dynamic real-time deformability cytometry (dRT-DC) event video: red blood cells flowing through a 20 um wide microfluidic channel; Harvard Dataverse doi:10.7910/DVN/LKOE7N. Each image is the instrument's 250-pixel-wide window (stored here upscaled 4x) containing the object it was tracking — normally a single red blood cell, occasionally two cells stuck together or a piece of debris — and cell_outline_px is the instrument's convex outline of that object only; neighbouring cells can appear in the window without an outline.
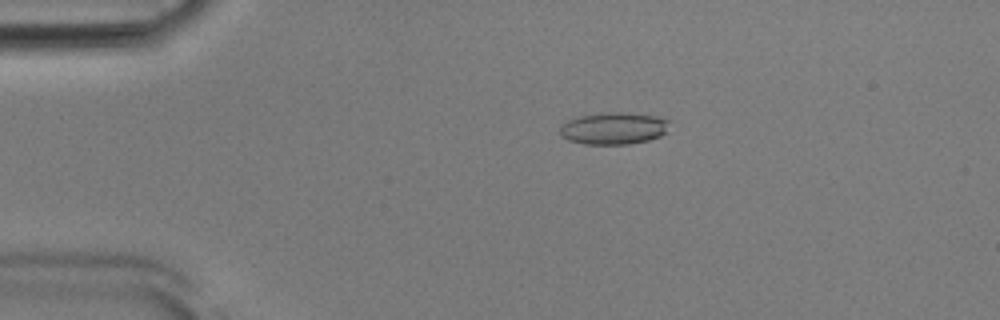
{"species": "Egyptian fruit bat (a non-hibernating species)", "species_latin": "Rousettus aegyptiacus", "temperature_condition": "room temperature", "stored_images_in_passage": 53, "camera_frame_rate_fps": 3000, "um_per_image_px": 0.085, "animal": {"sex": "male"}, "frame": {"image": 1, "passage_image": 11, "time_ms": 3.333, "image_size_px": [1000, 320], "cell_outline_px": [[672, 120], [668, 132], [660, 136], [648, 140], [628, 144], [584, 144], [568, 140], [560, 136], [560, 128], [568, 120], [580, 116], [604, 112], [620, 112], [656, 116]], "centroid_in_image_um": [52.21, 10.91], "position_along_channel_um": 32.8, "area_um2": 20.63}}
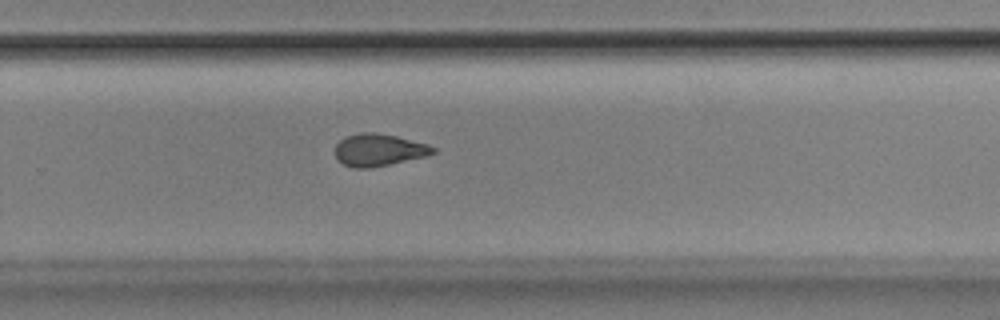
{"frame": {"image": 2, "passage_image": 35, "time_ms": 11.333, "image_size_px": [1000, 320], "cell_outline_px": [[436, 152], [428, 156], [368, 168], [352, 168], [344, 164], [332, 152], [336, 144], [344, 136], [360, 132], [376, 132], [396, 136], [428, 144], [436, 148]], "centroid_in_image_um": [32.17, 12.73], "position_along_channel_um": 297.6, "area_um2": 18.55}}
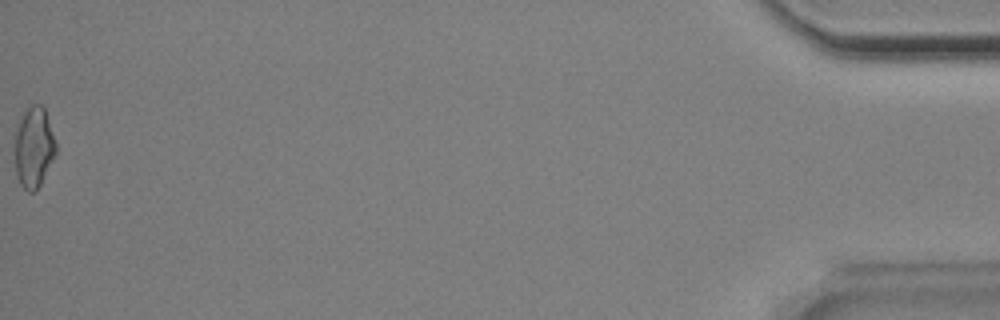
{"frame": {"image": 3, "passage_image": 53, "time_ms": 17.333, "image_size_px": [1000, 320], "cell_outline_px": [[56, 152], [40, 184], [32, 192], [28, 192], [20, 184], [16, 172], [16, 132], [20, 120], [24, 112], [32, 104], [40, 104], [44, 108], [56, 144]], "centroid_in_image_um": [2.88, 12.52], "position_along_channel_um": 432.3, "area_um2": 18.61}, "authors_computed_cell_mechanics": {"area_um2": 18.7272, "velocity_mm_per_s": 3.8976, "shape_relaxation_time_tau1_ms": 9.2027, "shape_relaxation_time_tau2_ms": 2.8301, "deformation_change_tau1": 0.2064, "deformation_change_tau2": 0.0938}}